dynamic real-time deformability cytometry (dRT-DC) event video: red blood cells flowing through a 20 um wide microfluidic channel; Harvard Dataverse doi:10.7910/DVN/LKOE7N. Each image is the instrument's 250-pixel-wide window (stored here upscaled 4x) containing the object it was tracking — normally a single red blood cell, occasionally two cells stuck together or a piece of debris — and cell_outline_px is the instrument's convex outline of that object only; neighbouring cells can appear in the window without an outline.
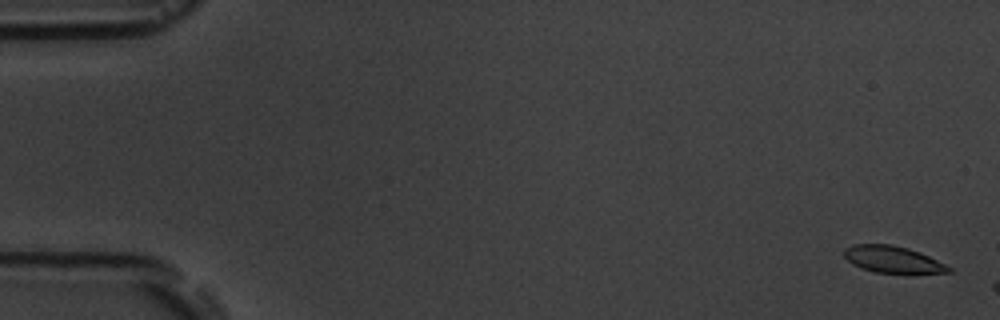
{"species": "common noctule bat (a hibernating species)", "species_latin": "Nyctalus noctula", "temperature_condition": "room temperature", "stored_images_in_passage": 3, "camera_frame_rate_fps": 3000, "um_per_image_px": 0.085, "animal": {"sex": "male", "body_mass_g": 19.5, "forearm_length_mm": 54.6}, "frame": {"image": 1, "passage_image": 1, "time_ms": 0.0, "image_size_px": [1000, 320], "cell_outline_px": [[952, 272], [876, 272], [852, 264], [844, 256], [844, 248], [856, 244], [892, 244], [908, 248], [920, 252], [952, 268]], "centroid_in_image_um": [75.85, 22.02], "position_along_channel_um": 9.2, "area_um2": 15.84}}